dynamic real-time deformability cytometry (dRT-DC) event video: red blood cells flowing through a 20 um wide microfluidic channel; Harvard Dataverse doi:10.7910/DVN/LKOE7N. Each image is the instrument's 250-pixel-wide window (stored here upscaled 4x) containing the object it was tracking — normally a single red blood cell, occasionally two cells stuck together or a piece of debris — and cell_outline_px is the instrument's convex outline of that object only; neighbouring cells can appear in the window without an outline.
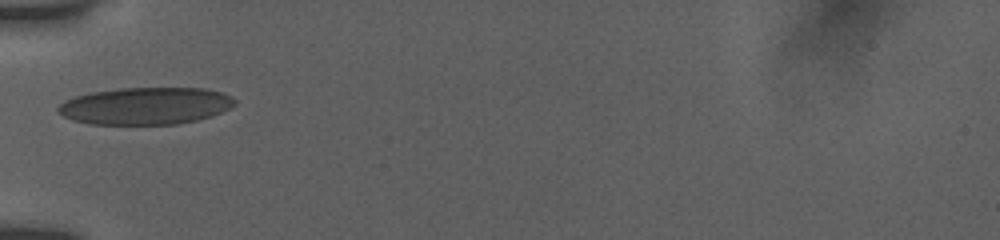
{"species": "human", "species_latin": "Homo sapiens", "temperature_condition": "room temperature", "stored_images_in_passage": 3, "camera_frame_rate_fps": 3000, "um_per_image_px": 0.085, "donor": {"sex": "female"}, "frame": {"image": 1, "passage_image": 1, "time_ms": 0.0, "image_size_px": [1000, 240], "cell_outline_px": [[236, 104], [212, 116], [196, 120], [176, 124], [88, 124], [72, 120], [56, 112], [56, 108], [64, 100], [76, 96], [92, 92], [120, 88], [204, 88], [220, 92], [232, 96], [236, 100]], "centroid_in_image_um": [12.34, 9.0], "position_along_channel_um": 72.7, "area_um2": 38.32}}